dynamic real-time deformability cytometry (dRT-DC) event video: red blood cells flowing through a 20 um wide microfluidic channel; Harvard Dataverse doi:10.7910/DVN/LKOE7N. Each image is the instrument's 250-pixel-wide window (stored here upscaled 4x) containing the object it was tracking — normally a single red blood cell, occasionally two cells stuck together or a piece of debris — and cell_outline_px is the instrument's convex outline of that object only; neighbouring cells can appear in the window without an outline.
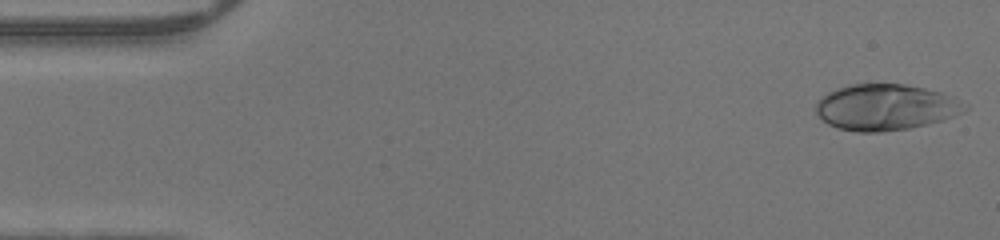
{"species": "human", "species_latin": "Homo sapiens", "temperature_condition": "warm", "stored_images_in_passage": 46, "camera_frame_rate_fps": 3000, "um_per_image_px": 0.085, "donor": {"sex": "male"}, "frame": {"image": 1, "passage_image": 1, "time_ms": 0.0, "image_size_px": [1000, 240], "cell_outline_px": [[968, 108], [944, 120], [928, 124], [908, 128], [880, 132], [856, 132], [836, 128], [828, 124], [816, 112], [816, 104], [820, 96], [836, 88], [848, 84], [904, 84], [924, 88], [940, 92], [968, 104]], "centroid_in_image_um": [75.24, 9.11], "position_along_channel_um": 9.8, "area_um2": 39.94}}
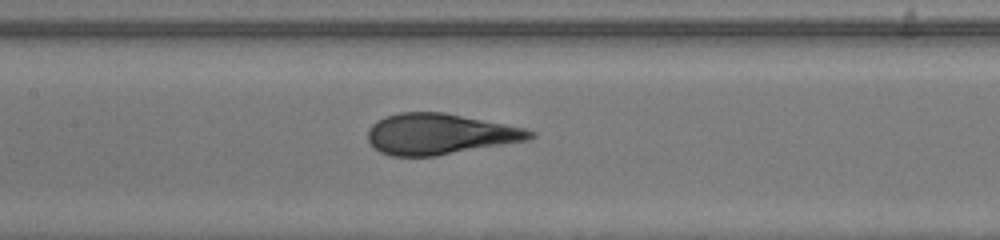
{"frame": {"image": 2, "passage_image": 21, "time_ms": 6.667, "image_size_px": [1000, 240], "cell_outline_px": [[536, 136], [528, 140], [436, 156], [392, 156], [380, 152], [368, 140], [368, 128], [376, 120], [384, 116], [400, 112], [444, 112], [524, 128], [536, 132]], "centroid_in_image_um": [37.36, 11.39], "position_along_channel_um": 170.0, "area_um2": 38.55}}
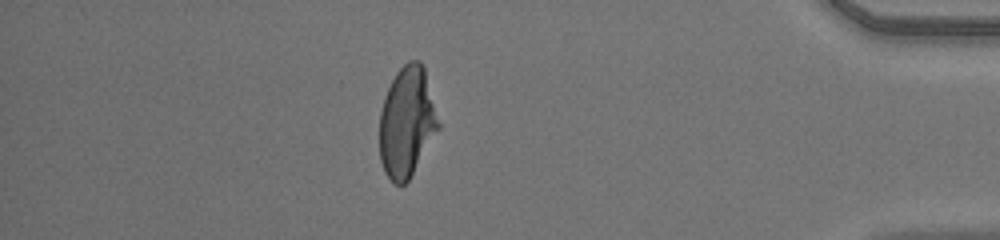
{"frame": {"image": 3, "passage_image": 40, "time_ms": 13.0, "image_size_px": [1000, 240], "cell_outline_px": [[440, 128], [408, 180], [404, 184], [396, 184], [384, 172], [380, 160], [380, 112], [384, 96], [396, 72], [408, 60], [420, 60], [424, 68], [440, 124]], "centroid_in_image_um": [34.58, 10.36], "position_along_channel_um": 400.6, "area_um2": 37.57}}